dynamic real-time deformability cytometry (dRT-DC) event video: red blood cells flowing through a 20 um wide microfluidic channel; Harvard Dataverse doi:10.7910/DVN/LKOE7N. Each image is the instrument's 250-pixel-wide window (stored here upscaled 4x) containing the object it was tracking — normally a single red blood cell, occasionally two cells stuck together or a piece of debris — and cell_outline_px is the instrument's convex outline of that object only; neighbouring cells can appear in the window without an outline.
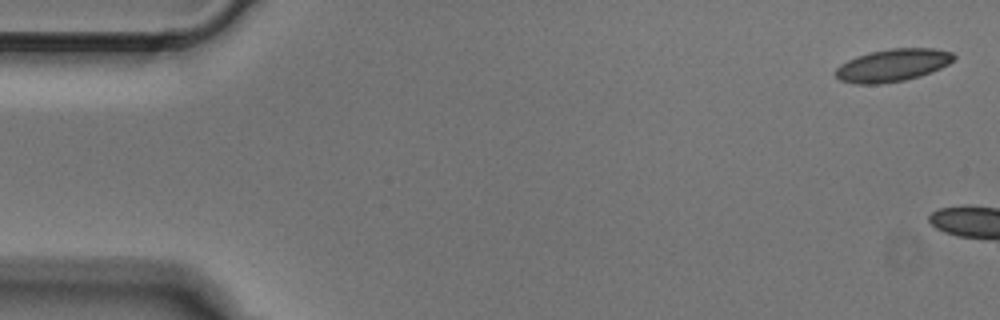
{"species": "Egyptian fruit bat (a non-hibernating species)", "species_latin": "Rousettus aegyptiacus", "temperature_condition": "cold", "stored_images_in_passage": 3, "camera_frame_rate_fps": 3000, "um_per_image_px": 0.085, "animal": {"sex": "male"}, "frame": {"image": 1, "passage_image": 1, "time_ms": 0.0, "image_size_px": [1000, 320], "cell_outline_px": [[956, 60], [932, 72], [920, 76], [904, 80], [880, 84], [856, 84], [840, 80], [832, 72], [840, 64], [856, 56], [868, 52], [892, 48], [936, 48], [952, 52], [956, 56]], "centroid_in_image_um": [75.88, 5.54], "position_along_channel_um": 9.1, "area_um2": 22.72}}